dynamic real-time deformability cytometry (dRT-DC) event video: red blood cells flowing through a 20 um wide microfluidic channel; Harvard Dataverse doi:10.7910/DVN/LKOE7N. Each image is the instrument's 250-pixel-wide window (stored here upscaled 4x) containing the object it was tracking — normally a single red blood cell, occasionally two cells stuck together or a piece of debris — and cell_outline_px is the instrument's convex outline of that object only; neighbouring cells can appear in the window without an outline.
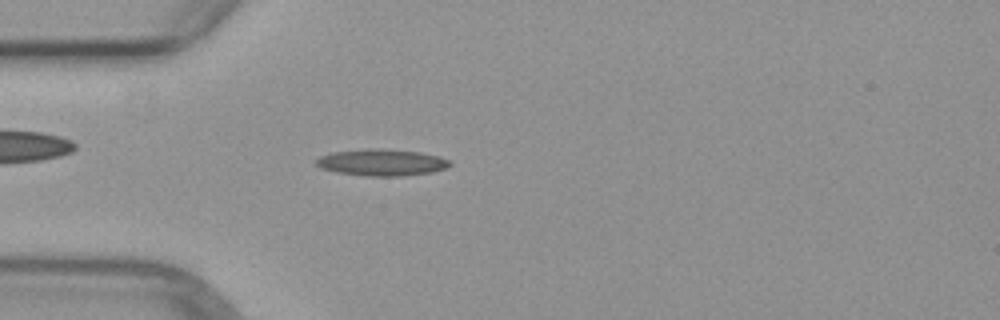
{"species": "common noctule bat (a hibernating species)", "species_latin": "Nyctalus noctula", "temperature_condition": "warm", "stored_images_in_passage": 5, "camera_frame_rate_fps": 3000, "um_per_image_px": 0.085, "animal": {"sex": "female", "body_mass_g": 29.2, "forearm_length_mm": 56.3}, "frame": {"image": 1, "passage_image": 5, "time_ms": 4.667, "image_size_px": [1000, 320], "cell_outline_px": [[452, 164], [444, 168], [432, 172], [400, 176], [364, 176], [336, 172], [320, 168], [316, 164], [316, 160], [320, 156], [336, 152], [376, 148], [420, 152], [440, 156], [448, 160]], "centroid_in_image_um": [32.45, 13.82], "position_along_channel_um": 52.6, "area_um2": 20.52}}